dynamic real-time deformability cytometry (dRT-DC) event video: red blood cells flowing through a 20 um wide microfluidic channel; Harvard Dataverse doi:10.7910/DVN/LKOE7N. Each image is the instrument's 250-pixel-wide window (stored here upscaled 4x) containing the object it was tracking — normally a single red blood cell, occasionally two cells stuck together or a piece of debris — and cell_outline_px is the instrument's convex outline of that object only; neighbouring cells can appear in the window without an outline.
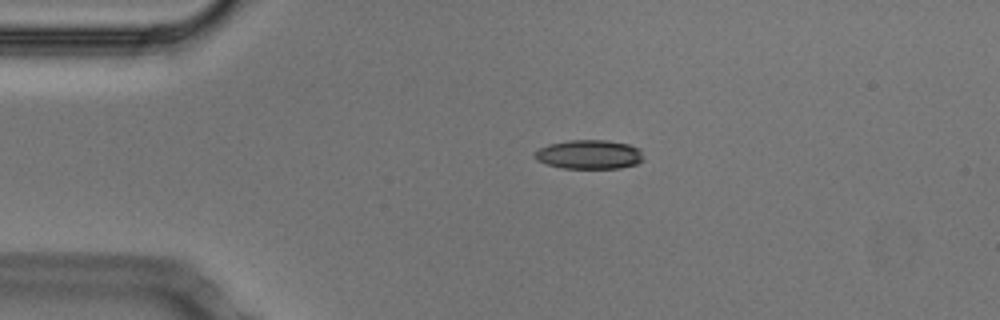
{"species": "Egyptian fruit bat (a non-hibernating species)", "species_latin": "Rousettus aegyptiacus", "temperature_condition": "cold", "stored_images_in_passage": 43, "camera_frame_rate_fps": 3000, "um_per_image_px": 0.085, "animal": {"sex": "male"}, "frame": {"image": 1, "passage_image": 1, "time_ms": 0.0, "image_size_px": [1000, 320], "cell_outline_px": [[644, 160], [636, 164], [620, 168], [560, 168], [536, 160], [532, 156], [532, 152], [548, 144], [568, 140], [608, 140], [628, 144], [640, 148]], "centroid_in_image_um": [50.06, 13.12], "position_along_channel_um": 34.9, "area_um2": 18.67}}
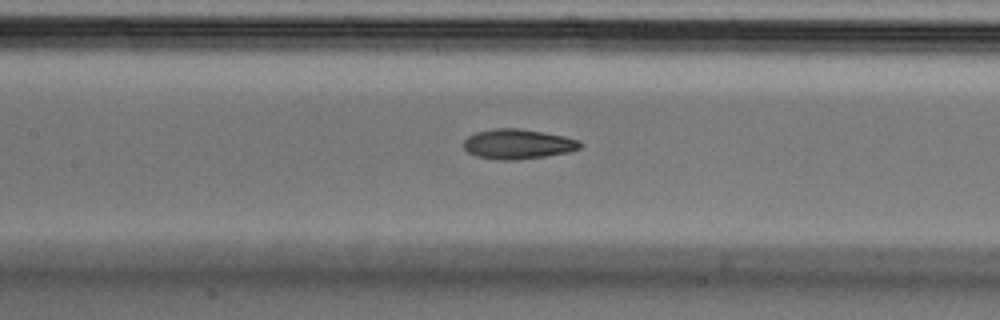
{"frame": {"image": 2, "passage_image": 14, "time_ms": 4.333, "image_size_px": [1000, 320], "cell_outline_px": [[584, 144], [580, 148], [568, 152], [544, 156], [516, 160], [500, 160], [476, 156], [468, 152], [464, 148], [464, 140], [468, 136], [476, 132], [492, 128], [520, 128], [544, 132], [564, 136], [580, 140]], "centroid_in_image_um": [44.03, 12.23], "position_along_channel_um": 163.4, "area_um2": 20.4}}
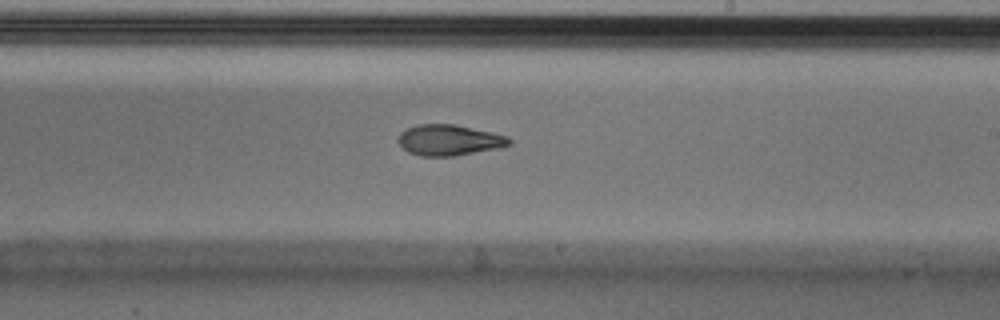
{"frame": {"image": 3, "passage_image": 21, "time_ms": 6.667, "image_size_px": [1000, 320], "cell_outline_px": [[512, 144], [500, 148], [456, 156], [420, 156], [408, 152], [400, 144], [400, 132], [416, 124], [452, 124], [492, 132], [508, 136], [512, 140]], "centroid_in_image_um": [38.23, 11.91], "position_along_channel_um": 250.8, "area_um2": 19.94}, "authors_computed_cell_mechanics": {"area_um2": 20.1144, "velocity_mm_per_s": 3.7529, "shape_relaxation_time_tau1_ms": 4.2919, "shape_relaxation_time_tau2_ms": 4.2108, "deformation_change_tau1": 0.1453, "deformation_change_tau2": 0.1223}}